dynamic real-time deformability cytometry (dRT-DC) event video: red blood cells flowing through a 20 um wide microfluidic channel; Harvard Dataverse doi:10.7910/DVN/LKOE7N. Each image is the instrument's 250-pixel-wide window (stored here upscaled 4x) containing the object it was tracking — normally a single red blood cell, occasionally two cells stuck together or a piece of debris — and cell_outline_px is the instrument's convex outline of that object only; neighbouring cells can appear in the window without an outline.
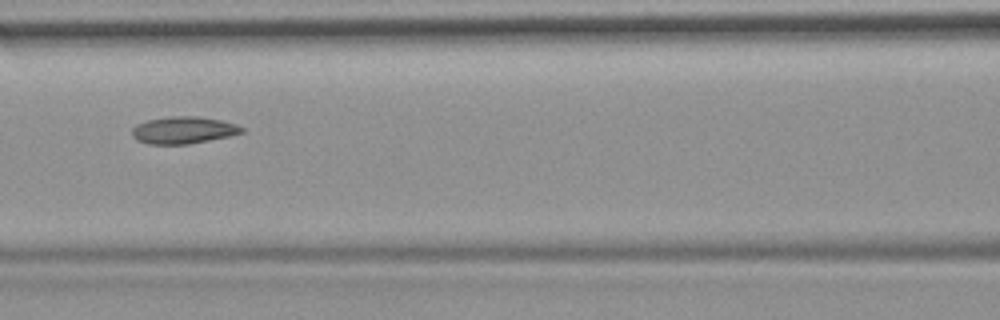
{"species": "common noctule bat (a hibernating species)", "species_latin": "Nyctalus noctula", "temperature_condition": "room temperature", "stored_images_in_passage": 54, "camera_frame_rate_fps": 3000, "um_per_image_px": 0.085, "animal": {"sex": "female", "body_mass_g": 19.9}, "frame": {"image": 1, "passage_image": 24, "time_ms": 7.667, "image_size_px": [1000, 320], "cell_outline_px": [[244, 132], [228, 136], [188, 144], [148, 144], [136, 140], [132, 136], [132, 128], [136, 124], [148, 120], [168, 116], [196, 116], [220, 120], [236, 124], [244, 128]], "centroid_in_image_um": [15.55, 11.06], "position_along_channel_um": 151.0, "area_um2": 17.28}, "authors_computed_cell_mechanics": {"area_um2": 17.6001, "velocity_mm_per_s": 3.7597, "shape_relaxation_time_tau1_ms": null, "shape_relaxation_time_tau2_ms": 2.787, "deformation_change_tau1": null, "deformation_change_tau2": 0.0899}}